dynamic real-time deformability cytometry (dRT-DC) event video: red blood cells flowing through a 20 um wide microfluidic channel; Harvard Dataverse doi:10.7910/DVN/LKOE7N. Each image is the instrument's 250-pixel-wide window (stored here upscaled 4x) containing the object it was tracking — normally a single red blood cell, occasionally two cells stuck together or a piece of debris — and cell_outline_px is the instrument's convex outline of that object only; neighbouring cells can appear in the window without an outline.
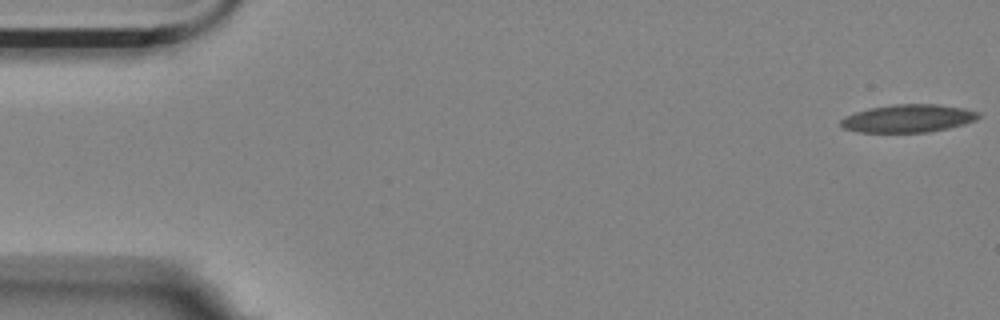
{"species": "Egyptian fruit bat (a non-hibernating species)", "species_latin": "Rousettus aegyptiacus", "temperature_condition": "room temperature", "stored_images_in_passage": 51, "camera_frame_rate_fps": 3000, "um_per_image_px": 0.085, "animal": {"sex": "female"}, "frame": {"image": 1, "passage_image": 1, "time_ms": 0.0, "image_size_px": [1000, 320], "cell_outline_px": [[980, 116], [976, 120], [964, 124], [948, 128], [928, 132], [860, 132], [844, 128], [840, 124], [840, 120], [844, 116], [856, 112], [872, 108], [896, 104], [936, 104], [964, 108], [980, 112]], "centroid_in_image_um": [77.22, 10.06], "position_along_channel_um": 7.8, "area_um2": 22.25}}
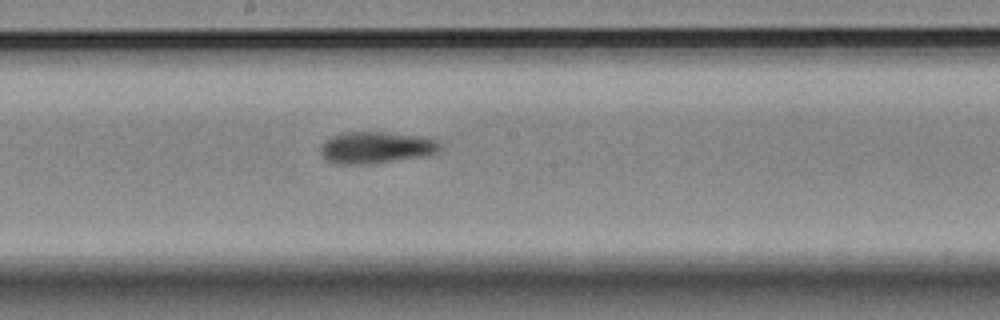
{"frame": {"image": 2, "passage_image": 30, "time_ms": 9.667, "image_size_px": [1000, 320], "cell_outline_px": [[444, 148], [440, 152], [428, 156], [376, 164], [336, 164], [324, 160], [320, 152], [320, 144], [324, 140], [332, 136], [344, 132], [384, 132], [428, 136], [440, 140]], "centroid_in_image_um": [32.05, 12.55], "position_along_channel_um": 216.1, "area_um2": 23.18}}
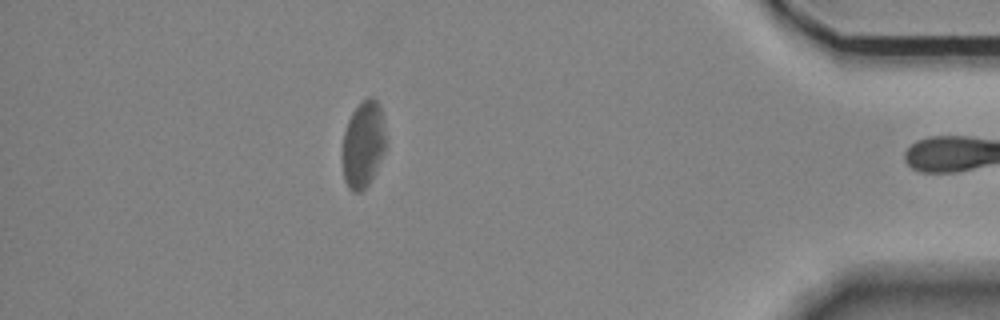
{"frame": {"image": 3, "passage_image": 50, "time_ms": 16.333, "image_size_px": [1000, 320], "cell_outline_px": [[384, 152], [368, 184], [360, 192], [352, 192], [348, 188], [344, 180], [340, 156], [344, 132], [348, 120], [352, 112], [368, 96], [372, 96], [380, 104], [384, 132]], "centroid_in_image_um": [30.81, 12.29], "position_along_channel_um": 404.4, "area_um2": 21.91}}